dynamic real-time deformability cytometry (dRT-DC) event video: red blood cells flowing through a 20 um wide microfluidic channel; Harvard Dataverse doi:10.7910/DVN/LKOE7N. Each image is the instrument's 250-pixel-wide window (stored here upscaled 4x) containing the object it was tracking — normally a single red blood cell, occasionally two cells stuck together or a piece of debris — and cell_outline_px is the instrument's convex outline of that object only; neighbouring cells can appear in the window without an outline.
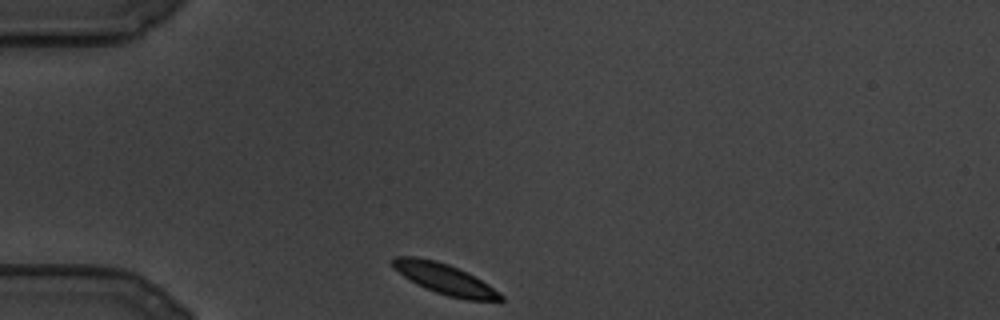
{"species": "common noctule bat (a hibernating species)", "species_latin": "Nyctalus noctula", "temperature_condition": "cold", "stored_images_in_passage": 91, "segment_of_instrument_passage": [1, 2], "camera_frame_rate_fps": 3000, "um_per_image_px": 0.085, "animal": {"sex": "male", "body_mass_g": 19.5, "forearm_length_mm": 54.6}, "frame": {"image": 1, "passage_image": 1, "time_ms": 0.0, "image_size_px": [1000, 320], "cell_outline_px": [[504, 300], [468, 300], [448, 296], [436, 292], [404, 276], [392, 268], [392, 260], [396, 256], [416, 256], [436, 260], [448, 264], [468, 272], [488, 284], [504, 296]], "centroid_in_image_um": [37.81, 23.69], "position_along_channel_um": 47.2, "area_um2": 18.96}}
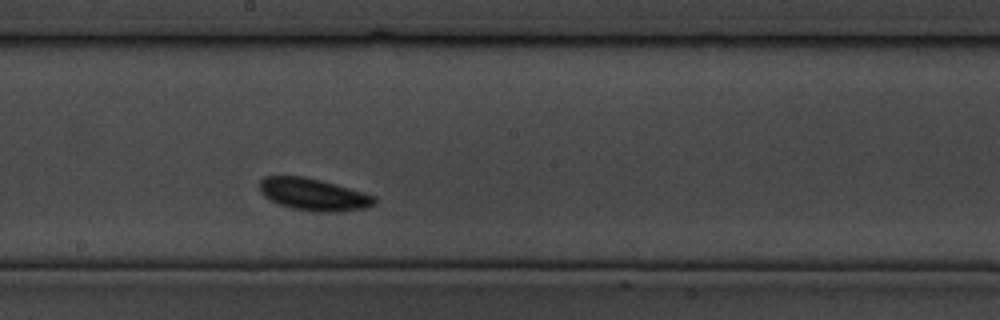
{"frame": {"image": 2, "passage_image": 37, "time_ms": 12.0, "image_size_px": [1000, 320], "cell_outline_px": [[376, 204], [364, 208], [340, 212], [316, 212], [292, 208], [280, 204], [264, 196], [260, 192], [260, 180], [264, 176], [304, 176], [320, 180], [376, 196]], "centroid_in_image_um": [26.65, 16.53], "position_along_channel_um": 221.5, "area_um2": 21.39}}
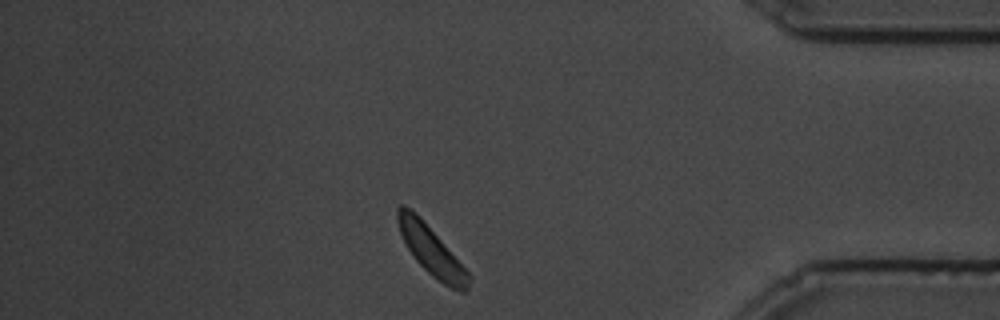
{"frame": {"image": 3, "passage_image": 74, "time_ms": 24.333, "image_size_px": [1000, 320], "cell_outline_px": [[472, 276], [468, 292], [460, 292], [444, 284], [432, 276], [416, 260], [408, 248], [400, 232], [396, 220], [396, 208], [400, 204], [404, 204], [412, 208], [416, 212]], "centroid_in_image_um": [36.66, 21.29], "position_along_channel_um": 398.5, "area_um2": 20.17}}